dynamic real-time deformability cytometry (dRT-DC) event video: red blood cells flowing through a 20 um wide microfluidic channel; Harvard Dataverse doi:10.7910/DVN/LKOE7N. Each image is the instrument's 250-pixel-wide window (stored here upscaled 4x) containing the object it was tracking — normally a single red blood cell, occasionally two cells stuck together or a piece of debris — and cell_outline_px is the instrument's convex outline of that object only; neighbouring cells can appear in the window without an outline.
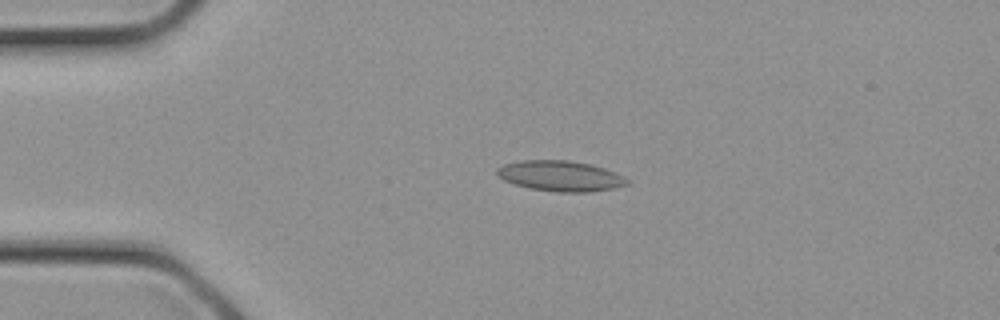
{"species": "common noctule bat (a hibernating species)", "species_latin": "Nyctalus noctula", "temperature_condition": "cold", "stored_images_in_passage": 11, "camera_frame_rate_fps": 3000, "um_per_image_px": 0.085, "animal": {"sex": "female", "body_mass_g": 21.9}, "frame": {"image": 1, "passage_image": 7, "time_ms": 2.0, "image_size_px": [1000, 320], "cell_outline_px": [[628, 184], [616, 188], [588, 192], [556, 192], [532, 188], [516, 184], [504, 180], [496, 172], [496, 168], [504, 164], [520, 160], [568, 160], [588, 164], [604, 168], [624, 176], [628, 180]], "centroid_in_image_um": [47.65, 14.95], "position_along_channel_um": 37.4, "area_um2": 22.95}}
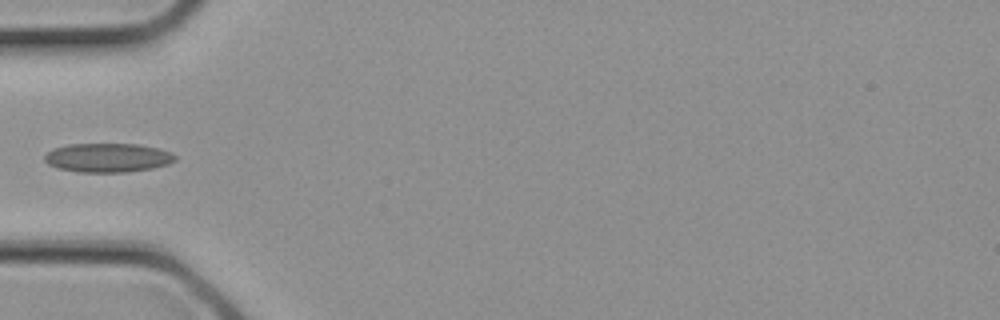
{"frame": {"image": 2, "passage_image": 10, "time_ms": 3.0, "image_size_px": [1000, 320], "cell_outline_px": [[176, 160], [168, 164], [152, 168], [128, 172], [80, 172], [56, 168], [48, 164], [44, 160], [44, 156], [52, 148], [68, 144], [140, 144], [160, 148], [172, 152], [176, 156]], "centroid_in_image_um": [9.17, 13.4], "position_along_channel_um": 75.8, "area_um2": 22.31}}